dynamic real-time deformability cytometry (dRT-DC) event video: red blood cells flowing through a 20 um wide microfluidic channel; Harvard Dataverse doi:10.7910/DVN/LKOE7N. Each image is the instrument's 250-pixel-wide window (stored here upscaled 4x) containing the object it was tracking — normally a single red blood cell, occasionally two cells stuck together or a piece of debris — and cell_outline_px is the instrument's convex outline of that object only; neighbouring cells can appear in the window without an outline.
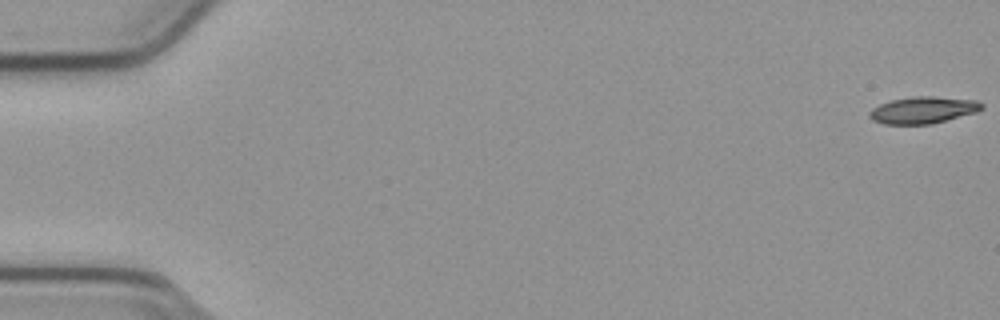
{"species": "common noctule bat (a hibernating species)", "species_latin": "Nyctalus noctula", "temperature_condition": "cold", "stored_images_in_passage": 55, "camera_frame_rate_fps": 3000, "um_per_image_px": 0.085, "animal": {"sex": "male", "body_mass_g": 23.1, "forearm_length_mm": 52.7}, "frame": {"image": 1, "passage_image": 1, "time_ms": 0.0, "image_size_px": [1000, 320], "cell_outline_px": [[984, 108], [976, 112], [932, 124], [884, 124], [872, 120], [868, 116], [868, 112], [872, 108], [880, 104], [892, 100], [912, 96], [932, 96], [976, 100], [984, 104]], "centroid_in_image_um": [78.45, 9.35], "position_along_channel_um": 6.5, "area_um2": 17.63}}
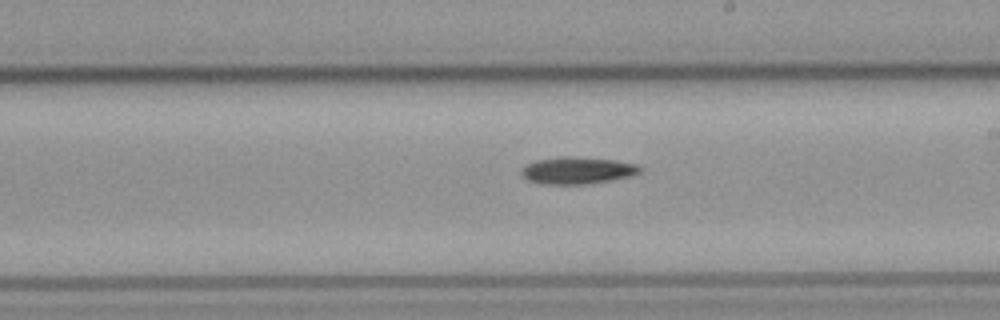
{"frame": {"image": 2, "passage_image": 32, "time_ms": 10.333, "image_size_px": [1000, 320], "cell_outline_px": [[640, 172], [632, 176], [592, 184], [544, 184], [528, 180], [520, 172], [520, 168], [536, 160], [560, 156], [568, 156], [616, 160], [636, 164], [640, 168]], "centroid_in_image_um": [49.07, 14.49], "position_along_channel_um": 239.9, "area_um2": 18.73}}
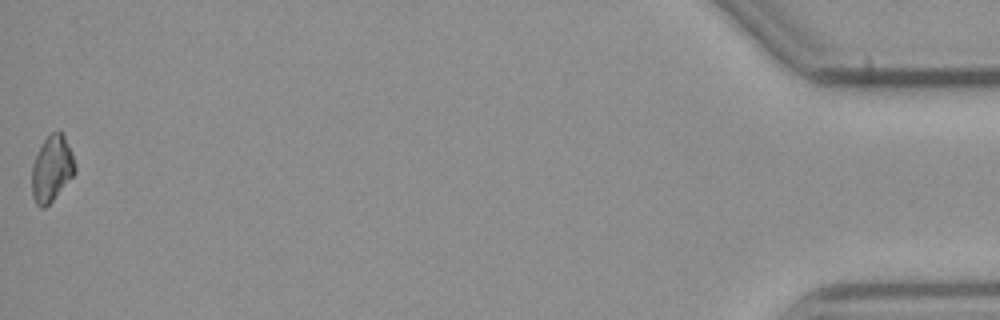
{"frame": {"image": 3, "passage_image": 55, "time_ms": 18.0, "image_size_px": [1000, 320], "cell_outline_px": [[76, 172], [52, 200], [44, 208], [40, 208], [36, 204], [32, 196], [32, 164], [44, 140], [52, 132], [60, 128], [72, 152], [76, 164]], "centroid_in_image_um": [4.41, 14.32], "position_along_channel_um": 430.8, "area_um2": 16.53}, "authors_computed_cell_mechanics": {"area_um2": 17.7446, "velocity_mm_per_s": 3.7986, "shape_relaxation_time_tau1_ms": 3.9543, "shape_relaxation_time_tau2_ms": null, "deformation_change_tau1": 0.1011, "deformation_change_tau2": null}}